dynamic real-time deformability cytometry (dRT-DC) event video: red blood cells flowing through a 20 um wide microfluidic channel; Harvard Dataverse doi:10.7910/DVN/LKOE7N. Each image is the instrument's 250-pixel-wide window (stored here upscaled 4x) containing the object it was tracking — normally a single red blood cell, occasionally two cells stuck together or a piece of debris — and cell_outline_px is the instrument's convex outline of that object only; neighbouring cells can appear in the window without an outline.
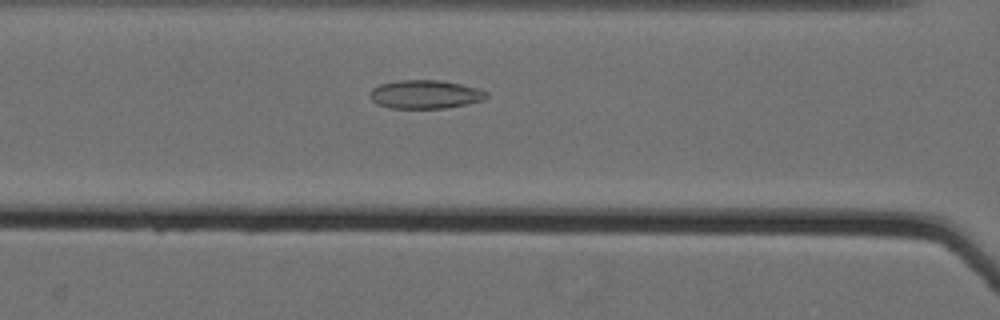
{"species": "Egyptian fruit bat (a non-hibernating species)", "species_latin": "Rousettus aegyptiacus", "temperature_condition": "cold", "stored_images_in_passage": 54, "camera_frame_rate_fps": 3000, "um_per_image_px": 0.085, "animal": {"sex": "female"}, "frame": {"image": 1, "passage_image": 23, "time_ms": 7.333, "image_size_px": [1000, 320], "cell_outline_px": [[488, 96], [484, 100], [468, 104], [444, 108], [388, 108], [376, 104], [368, 96], [368, 92], [372, 88], [380, 84], [400, 80], [440, 80], [460, 84], [476, 88], [488, 92]], "centroid_in_image_um": [36.11, 8.02], "position_along_channel_um": 130.5, "area_um2": 19.54}}
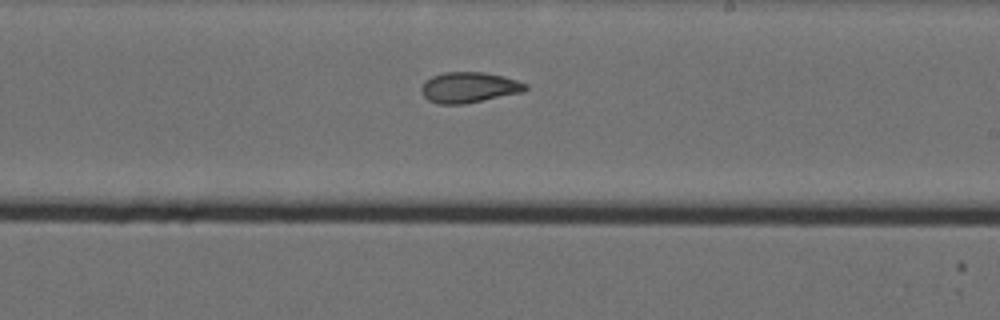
{"frame": {"image": 2, "passage_image": 33, "time_ms": 10.667, "image_size_px": [1000, 320], "cell_outline_px": [[528, 88], [524, 92], [464, 104], [436, 104], [428, 100], [420, 92], [420, 88], [424, 80], [432, 76], [444, 72], [484, 72], [504, 76], [528, 84]], "centroid_in_image_um": [39.85, 7.43], "position_along_channel_um": 249.2, "area_um2": 18.84}}
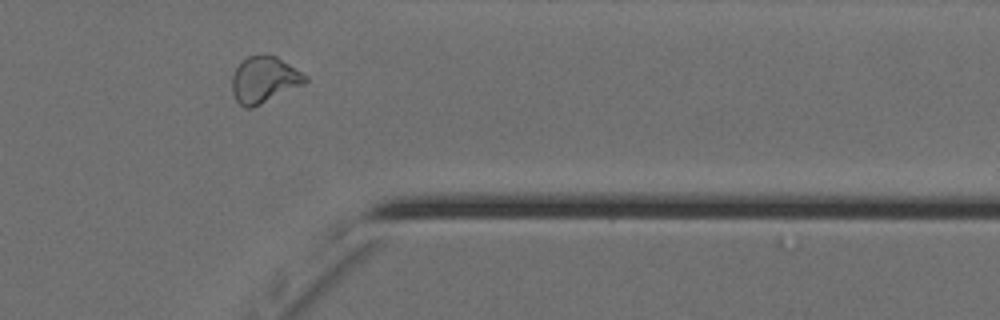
{"frame": {"image": 3, "passage_image": 45, "time_ms": 14.667, "image_size_px": [1000, 320], "cell_outline_px": [[308, 80], [304, 84], [252, 108], [244, 108], [236, 100], [232, 92], [232, 76], [236, 68], [248, 56], [260, 52], [264, 52], [276, 56], [308, 76]], "centroid_in_image_um": [22.45, 6.75], "position_along_channel_um": 389.0, "area_um2": 19.88}, "authors_computed_cell_mechanics": {"area_um2": 19.9121, "velocity_mm_per_s": 3.5664, "shape_relaxation_time_tau1_ms": null, "shape_relaxation_time_tau2_ms": 2.3818, "deformation_change_tau1": null, "deformation_change_tau2": 0.0775}}